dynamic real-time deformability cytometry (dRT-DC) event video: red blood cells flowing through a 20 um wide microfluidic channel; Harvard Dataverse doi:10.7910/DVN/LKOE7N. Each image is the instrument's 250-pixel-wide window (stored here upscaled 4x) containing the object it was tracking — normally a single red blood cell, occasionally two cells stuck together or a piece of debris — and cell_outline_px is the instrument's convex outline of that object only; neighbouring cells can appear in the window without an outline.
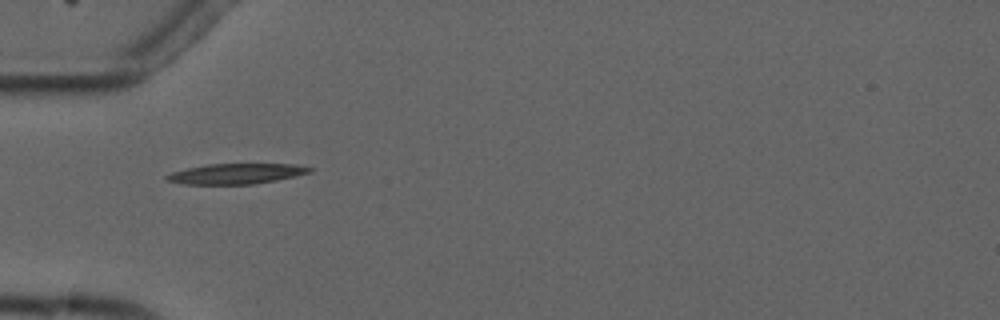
{"species": "common noctule bat (a hibernating species)", "species_latin": "Nyctalus noctula", "temperature_condition": "cold", "stored_images_in_passage": 3, "camera_frame_rate_fps": 3000, "um_per_image_px": 0.085, "animal": {"sex": "male", "forearm_length_mm": 52.5}, "frame": {"image": 1, "passage_image": 2, "time_ms": 2.333, "image_size_px": [1000, 320], "cell_outline_px": [[312, 172], [296, 176], [276, 180], [252, 184], [180, 184], [164, 180], [164, 176], [172, 172], [188, 168], [208, 164], [296, 164], [312, 168]], "centroid_in_image_um": [20.05, 14.77], "position_along_channel_um": 64.9, "area_um2": 16.99}}
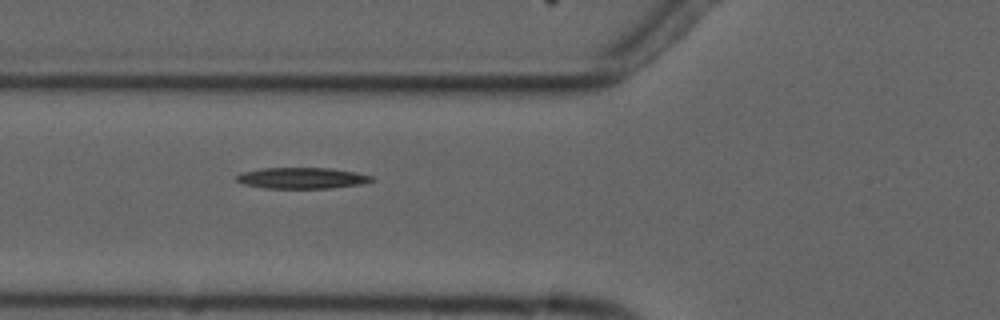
{"frame": {"image": 2, "passage_image": 3, "time_ms": 3.333, "image_size_px": [1000, 320], "cell_outline_px": [[376, 180], [360, 184], [332, 188], [264, 188], [244, 184], [236, 180], [236, 176], [240, 172], [260, 168], [332, 168], [356, 172], [372, 176]], "centroid_in_image_um": [25.66, 15.13], "position_along_channel_um": 100.1, "area_um2": 16.7}}